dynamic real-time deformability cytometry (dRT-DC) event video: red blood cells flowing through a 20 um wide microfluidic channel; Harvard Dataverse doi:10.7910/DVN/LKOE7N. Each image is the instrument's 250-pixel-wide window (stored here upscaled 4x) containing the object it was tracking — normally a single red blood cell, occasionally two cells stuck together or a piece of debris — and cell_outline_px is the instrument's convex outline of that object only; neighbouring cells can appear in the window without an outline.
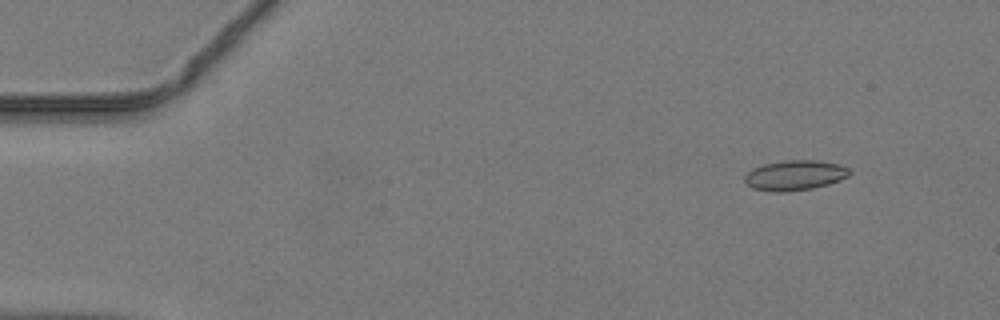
{"species": "common noctule bat (a hibernating species)", "species_latin": "Nyctalus noctula", "temperature_condition": "warm", "stored_images_in_passage": 47, "camera_frame_rate_fps": 3000, "um_per_image_px": 0.085, "animal": {"sex": "male", "body_mass_g": 19.2, "forearm_length_mm": 51.8}, "frame": {"image": 1, "passage_image": 5, "time_ms": 1.333, "image_size_px": [1000, 320], "cell_outline_px": [[852, 172], [848, 176], [840, 180], [828, 184], [812, 188], [784, 192], [772, 192], [752, 188], [744, 180], [744, 176], [752, 168], [764, 164], [784, 160], [816, 160], [840, 164], [848, 168]], "centroid_in_image_um": [67.56, 14.89], "position_along_channel_um": 17.4, "area_um2": 18.44}}
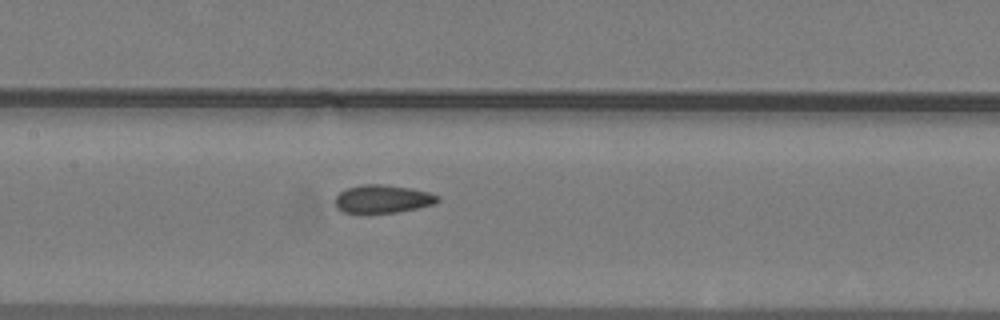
{"frame": {"image": 2, "passage_image": 23, "time_ms": 7.333, "image_size_px": [1000, 320], "cell_outline_px": [[440, 200], [436, 204], [396, 212], [368, 216], [364, 216], [344, 212], [336, 208], [336, 196], [340, 192], [348, 188], [360, 184], [380, 184], [412, 188], [428, 192], [440, 196]], "centroid_in_image_um": [32.5, 16.95], "position_along_channel_um": 174.9, "area_um2": 17.46}}
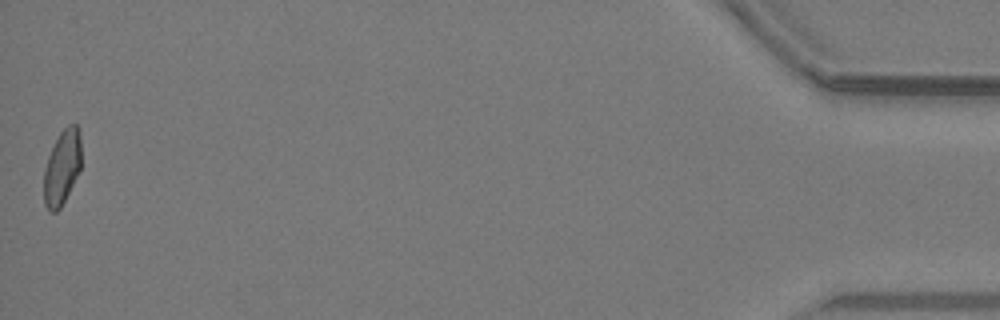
{"frame": {"image": 3, "passage_image": 47, "time_ms": 15.333, "image_size_px": [1000, 320], "cell_outline_px": [[80, 168], [60, 208], [56, 212], [48, 212], [44, 204], [44, 168], [48, 156], [60, 132], [68, 124], [76, 124], [80, 132]], "centroid_in_image_um": [5.25, 14.23], "position_along_channel_um": 429.9, "area_um2": 16.07}}